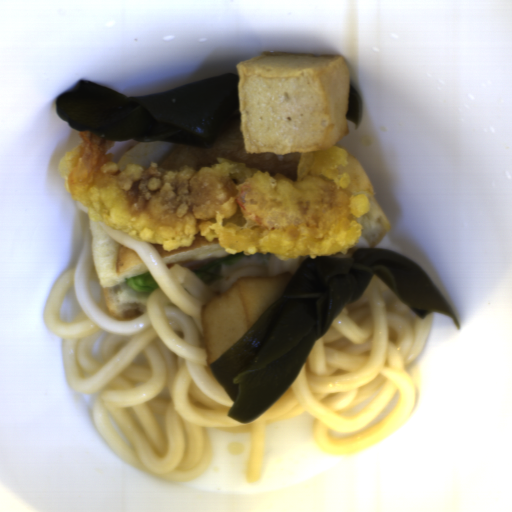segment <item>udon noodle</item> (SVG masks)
Instances as JSON below:
<instances>
[{
	"instance_id": "d5520da0",
	"label": "udon noodle",
	"mask_w": 512,
	"mask_h": 512,
	"mask_svg": "<svg viewBox=\"0 0 512 512\" xmlns=\"http://www.w3.org/2000/svg\"><path fill=\"white\" fill-rule=\"evenodd\" d=\"M101 223V222H100ZM141 258L157 287L145 311L110 317L92 260L86 220L74 266L49 291L43 322L62 339L67 385L93 395L98 432L117 456L163 481L184 482L203 472L214 446L209 429L251 433L245 477L259 482L267 427L307 413L312 439L325 453L347 455L375 445L413 414L416 387L410 366L421 354L435 314L421 319L375 275L312 347L279 398L248 424L227 416L232 400L210 368L201 309L237 281L295 276L308 257L268 264L239 262L209 286L181 263H165L152 242L101 223ZM81 308L69 322L59 310L68 290Z\"/></svg>"
}]
</instances>
